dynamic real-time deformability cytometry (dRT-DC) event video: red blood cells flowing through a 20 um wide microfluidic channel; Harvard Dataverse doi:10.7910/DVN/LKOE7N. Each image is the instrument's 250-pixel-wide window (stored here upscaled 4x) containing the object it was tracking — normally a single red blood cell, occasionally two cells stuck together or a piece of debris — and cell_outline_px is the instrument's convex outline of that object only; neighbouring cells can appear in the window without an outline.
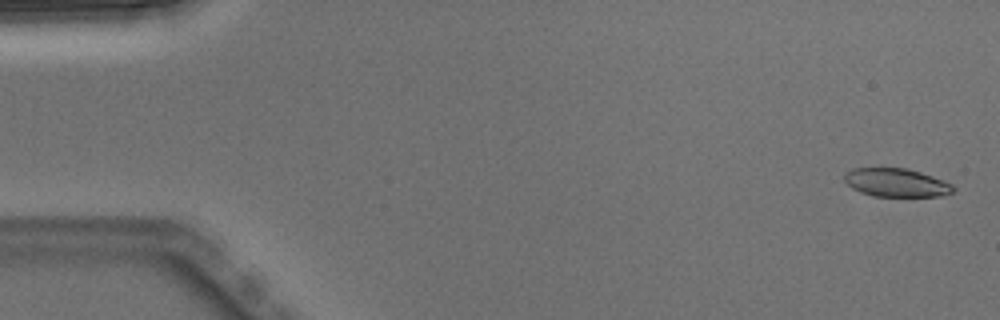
{"species": "Egyptian fruit bat (a non-hibernating species)", "species_latin": "Rousettus aegyptiacus", "temperature_condition": "warm", "stored_images_in_passage": 7, "camera_frame_rate_fps": 3000, "um_per_image_px": 0.085, "animal": {"sex": "male"}, "frame": {"image": 1, "passage_image": 1, "time_ms": 0.0, "image_size_px": [1000, 320], "cell_outline_px": [[956, 188], [952, 192], [944, 196], [872, 196], [860, 192], [852, 188], [844, 180], [844, 172], [852, 168], [904, 168], [920, 172], [944, 180], [952, 184]], "centroid_in_image_um": [76.18, 15.52], "position_along_channel_um": 8.8, "area_um2": 18.09}}
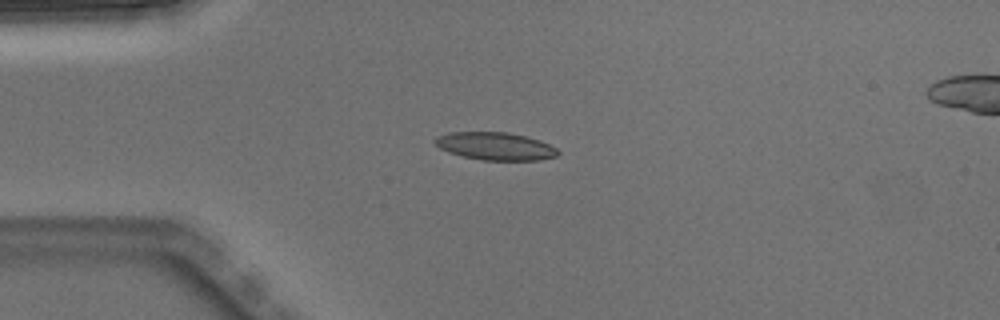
{"frame": {"image": 2, "passage_image": 4, "time_ms": 1.0, "image_size_px": [1000, 320], "cell_outline_px": [[560, 152], [556, 156], [540, 160], [480, 160], [448, 152], [440, 148], [432, 140], [436, 136], [448, 132], [508, 132], [540, 140], [556, 148]], "centroid_in_image_um": [42.08, 12.42], "position_along_channel_um": 42.9, "area_um2": 19.88}}